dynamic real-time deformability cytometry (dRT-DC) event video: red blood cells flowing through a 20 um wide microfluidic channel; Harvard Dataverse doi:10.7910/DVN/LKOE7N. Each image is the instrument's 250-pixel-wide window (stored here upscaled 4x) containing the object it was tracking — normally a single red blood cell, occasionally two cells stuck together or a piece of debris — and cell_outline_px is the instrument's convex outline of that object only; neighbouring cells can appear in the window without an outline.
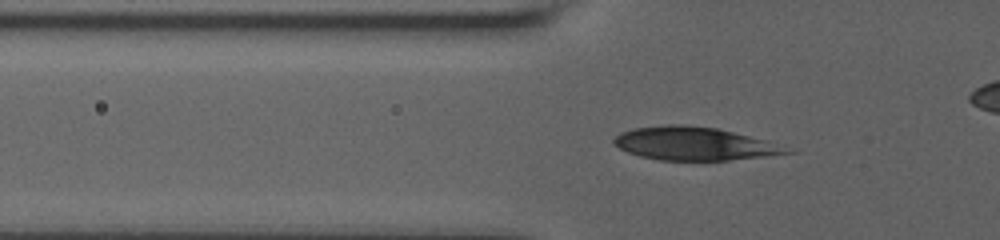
{"species": "human", "species_latin": "Homo sapiens", "temperature_condition": "room temperature", "stored_images_in_passage": 54, "camera_frame_rate_fps": 3000, "um_per_image_px": 0.085, "donor": {"sex": "male"}, "frame": {"image": 1, "passage_image": 22, "time_ms": 7.0, "image_size_px": [1000, 240], "cell_outline_px": [[796, 152], [764, 156], [728, 160], [660, 160], [640, 156], [628, 152], [612, 144], [612, 140], [620, 132], [632, 128], [664, 124], [684, 124], [716, 128], [764, 140]], "centroid_in_image_um": [58.9, 12.2], "position_along_channel_um": 66.9, "area_um2": 33.06}}
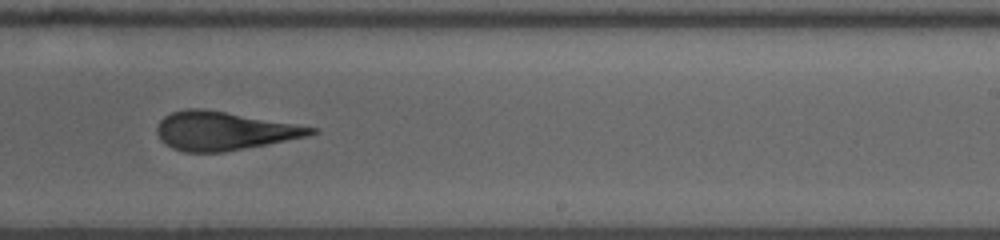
{"frame": {"image": 2, "passage_image": 39, "time_ms": 12.667, "image_size_px": [1000, 240], "cell_outline_px": [[320, 132], [308, 136], [268, 144], [224, 152], [184, 152], [172, 148], [164, 144], [160, 140], [156, 132], [156, 128], [160, 120], [164, 116], [172, 112], [184, 108], [204, 108], [320, 128]], "centroid_in_image_um": [19.03, 11.12], "position_along_channel_um": 270.0, "area_um2": 34.91}}
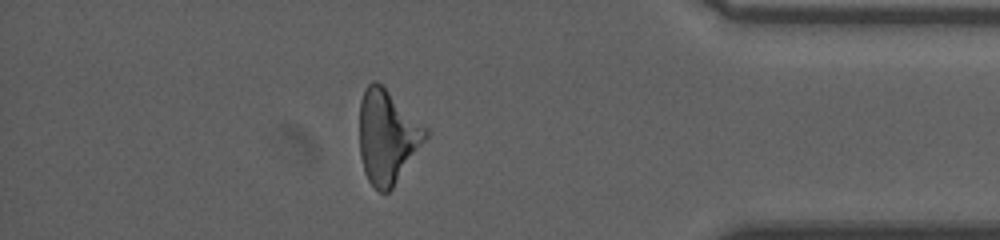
{"frame": {"image": 3, "passage_image": 52, "time_ms": 17.0, "image_size_px": [1000, 240], "cell_outline_px": [[432, 132], [392, 188], [388, 192], [380, 192], [368, 180], [364, 172], [360, 156], [360, 100], [364, 88], [372, 80], [376, 80], [428, 128]], "centroid_in_image_um": [32.93, 11.61], "position_along_channel_um": 402.3, "area_um2": 36.07}}